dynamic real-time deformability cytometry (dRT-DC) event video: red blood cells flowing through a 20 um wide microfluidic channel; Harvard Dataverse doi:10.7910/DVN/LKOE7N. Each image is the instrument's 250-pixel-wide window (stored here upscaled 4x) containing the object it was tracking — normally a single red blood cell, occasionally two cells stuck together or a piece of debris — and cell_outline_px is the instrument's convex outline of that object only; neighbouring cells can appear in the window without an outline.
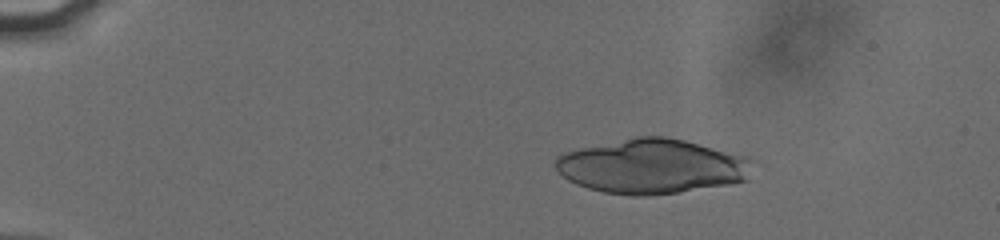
{"species": "human", "species_latin": "Homo sapiens", "temperature_condition": "cold", "stored_images_in_passage": 20, "camera_frame_rate_fps": 3000, "um_per_image_px": 0.085, "donor": {"sex": "male"}, "frame": {"image": 1, "passage_image": 1, "time_ms": 0.0, "image_size_px": [1000, 240], "cell_outline_px": [[748, 180], [732, 184], [648, 196], [632, 196], [604, 192], [588, 188], [576, 184], [568, 180], [556, 168], [556, 156], [564, 152], [580, 148], [636, 136], [664, 136], [684, 140], [744, 156], [748, 160]], "centroid_in_image_um": [55.35, 14.14], "position_along_channel_um": 29.6, "area_um2": 62.08}}
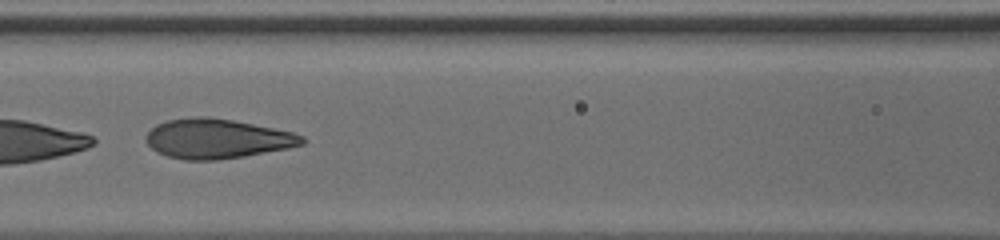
{"frame": {"image": 2, "passage_image": 18, "time_ms": 5.667, "image_size_px": [1000, 240], "cell_outline_px": [[308, 140], [304, 144], [288, 148], [244, 156], [216, 160], [184, 160], [168, 156], [156, 152], [144, 140], [144, 136], [156, 124], [168, 120], [196, 116], [208, 116], [232, 120], [292, 132], [304, 136]], "centroid_in_image_um": [18.43, 11.79], "position_along_channel_um": 148.2, "area_um2": 36.07}}